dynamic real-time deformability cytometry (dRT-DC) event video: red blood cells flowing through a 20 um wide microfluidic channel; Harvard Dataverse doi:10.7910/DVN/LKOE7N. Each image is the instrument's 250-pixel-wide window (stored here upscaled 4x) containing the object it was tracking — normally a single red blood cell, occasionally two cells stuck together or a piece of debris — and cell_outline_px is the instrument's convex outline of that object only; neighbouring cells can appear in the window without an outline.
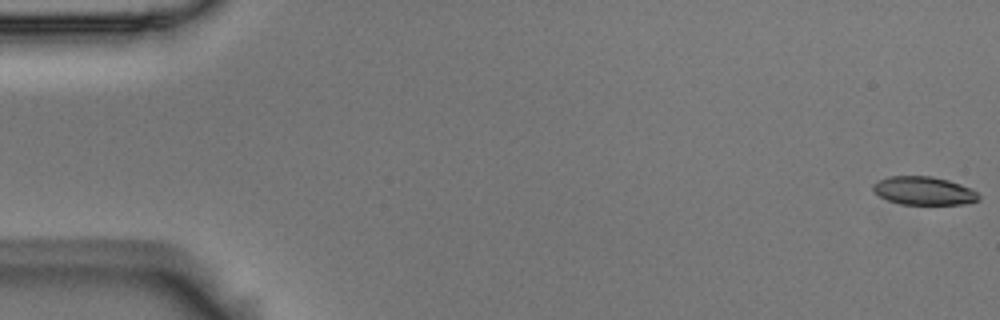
{"species": "Egyptian fruit bat (a non-hibernating species)", "species_latin": "Rousettus aegyptiacus", "temperature_condition": "room temperature", "stored_images_in_passage": 55, "camera_frame_rate_fps": 3000, "um_per_image_px": 0.085, "animal": {"sex": "male"}, "frame": {"image": 1, "passage_image": 1, "time_ms": 0.0, "image_size_px": [1000, 320], "cell_outline_px": [[980, 200], [964, 204], [900, 204], [888, 200], [872, 192], [872, 184], [876, 180], [888, 176], [932, 176], [948, 180], [972, 188], [980, 196]], "centroid_in_image_um": [78.49, 16.21], "position_along_channel_um": 6.5, "area_um2": 17.63}}
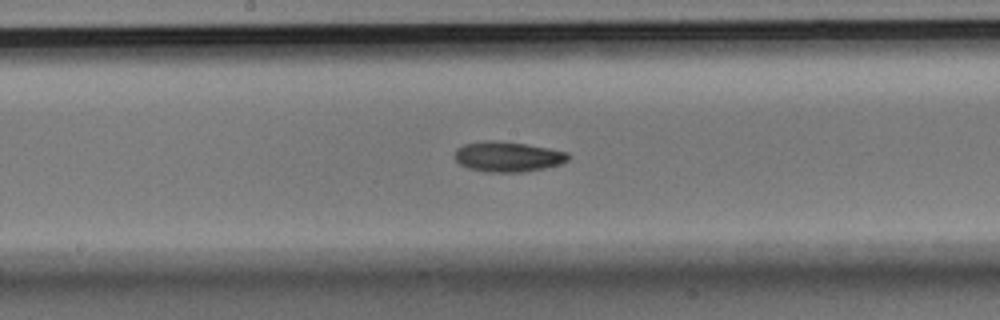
{"frame": {"image": 2, "passage_image": 29, "time_ms": 9.333, "image_size_px": [1000, 320], "cell_outline_px": [[568, 160], [560, 164], [544, 168], [524, 172], [484, 172], [468, 168], [460, 164], [456, 160], [456, 148], [464, 144], [484, 140], [496, 140], [524, 144], [548, 148], [568, 152]], "centroid_in_image_um": [43.14, 13.32], "position_along_channel_um": 205.1, "area_um2": 19.94}}
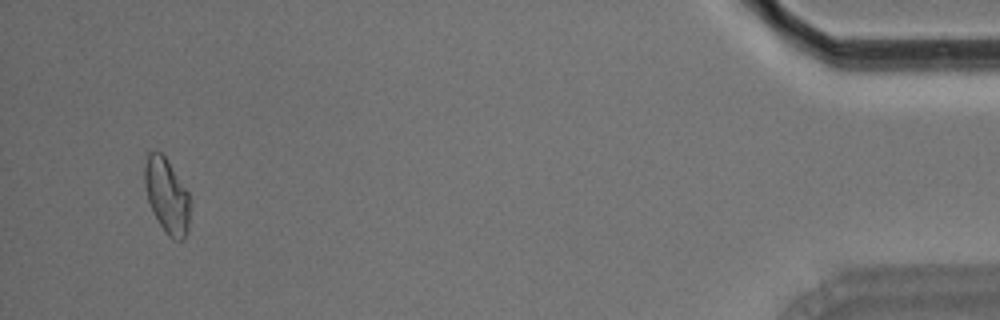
{"frame": {"image": 3, "passage_image": 53, "time_ms": 17.333, "image_size_px": [1000, 320], "cell_outline_px": [[188, 232], [184, 240], [172, 240], [168, 236], [160, 224], [148, 200], [144, 184], [144, 168], [148, 152], [160, 152], [168, 160], [188, 192]], "centroid_in_image_um": [14.17, 16.64], "position_along_channel_um": 421.0, "area_um2": 19.48}, "authors_computed_cell_mechanics": {"area_um2": 19.3052, "velocity_mm_per_s": 3.6753, "shape_relaxation_time_tau1_ms": 4.5716, "shape_relaxation_time_tau2_ms": null, "deformation_change_tau1": 0.1369, "deformation_change_tau2": null}}